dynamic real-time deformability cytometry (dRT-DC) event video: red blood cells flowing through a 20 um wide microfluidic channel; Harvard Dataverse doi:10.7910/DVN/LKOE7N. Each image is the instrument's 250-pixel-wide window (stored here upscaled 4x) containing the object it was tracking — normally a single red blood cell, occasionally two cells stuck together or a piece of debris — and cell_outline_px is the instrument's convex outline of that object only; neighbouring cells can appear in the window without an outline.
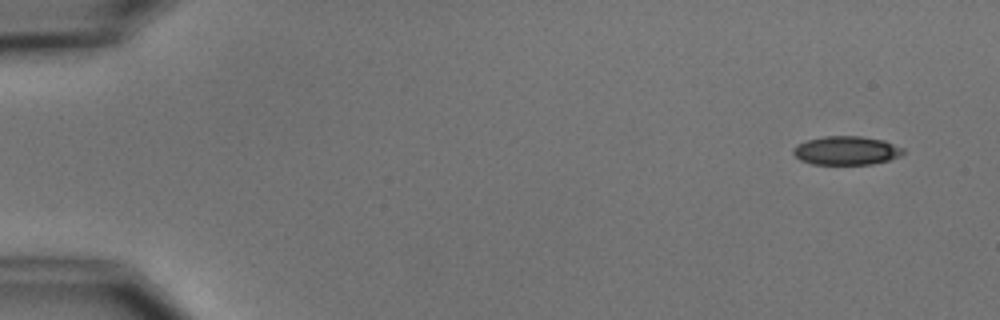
{"species": "common noctule bat (a hibernating species)", "species_latin": "Nyctalus noctula", "temperature_condition": "cold", "stored_images_in_passage": 4, "camera_frame_rate_fps": 3000, "um_per_image_px": 0.085, "animal": {"sex": "male", "body_mass_g": 15.6}, "frame": {"image": 1, "passage_image": 1, "time_ms": 0.0, "image_size_px": [1000, 320], "cell_outline_px": [[904, 152], [900, 156], [888, 160], [872, 164], [812, 164], [800, 160], [792, 152], [792, 148], [796, 144], [808, 140], [824, 136], [860, 136], [884, 140], [904, 148]], "centroid_in_image_um": [71.93, 12.79], "position_along_channel_um": 13.1, "area_um2": 18.44}}
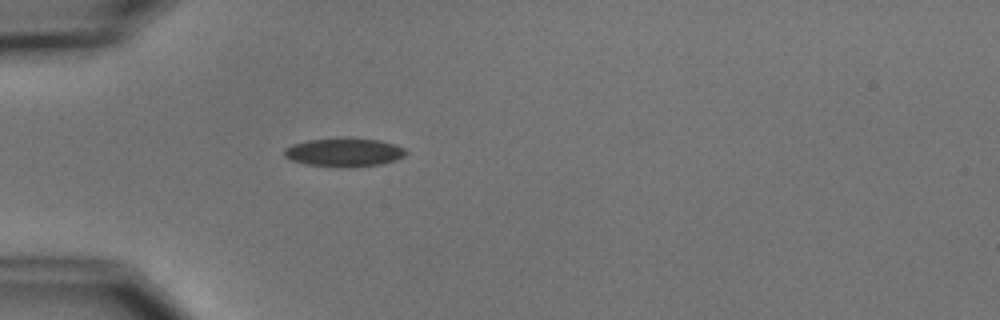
{"frame": {"image": 2, "passage_image": 4, "time_ms": 4.333, "image_size_px": [1000, 320], "cell_outline_px": [[408, 152], [404, 156], [396, 160], [380, 164], [352, 168], [348, 168], [304, 164], [288, 160], [284, 156], [284, 148], [292, 144], [308, 140], [380, 140], [396, 144], [404, 148]], "centroid_in_image_um": [29.24, 12.99], "position_along_channel_um": 55.8, "area_um2": 19.94}}